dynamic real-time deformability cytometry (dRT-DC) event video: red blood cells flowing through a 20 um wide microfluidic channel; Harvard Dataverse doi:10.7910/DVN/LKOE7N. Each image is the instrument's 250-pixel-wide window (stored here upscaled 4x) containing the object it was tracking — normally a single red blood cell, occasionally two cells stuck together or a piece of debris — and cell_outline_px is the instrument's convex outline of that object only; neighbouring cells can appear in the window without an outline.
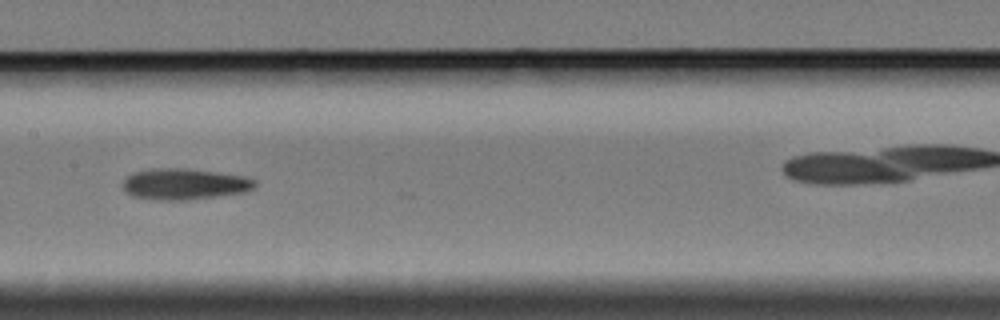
{"species": "Egyptian fruit bat (a non-hibernating species)", "species_latin": "Rousettus aegyptiacus", "temperature_condition": "cold", "stored_images_in_passage": 10, "camera_frame_rate_fps": 3000, "um_per_image_px": 0.085, "animal": {"sex": "female"}, "frame": {"image": 1, "passage_image": 9, "time_ms": 10.333, "image_size_px": [1000, 320], "cell_outline_px": [[256, 184], [252, 188], [244, 192], [188, 200], [160, 200], [132, 196], [124, 192], [124, 180], [128, 176], [136, 172], [152, 168], [184, 168], [216, 172], [244, 176], [256, 180]], "centroid_in_image_um": [15.67, 15.64], "position_along_channel_um": 191.7, "area_um2": 23.76}}